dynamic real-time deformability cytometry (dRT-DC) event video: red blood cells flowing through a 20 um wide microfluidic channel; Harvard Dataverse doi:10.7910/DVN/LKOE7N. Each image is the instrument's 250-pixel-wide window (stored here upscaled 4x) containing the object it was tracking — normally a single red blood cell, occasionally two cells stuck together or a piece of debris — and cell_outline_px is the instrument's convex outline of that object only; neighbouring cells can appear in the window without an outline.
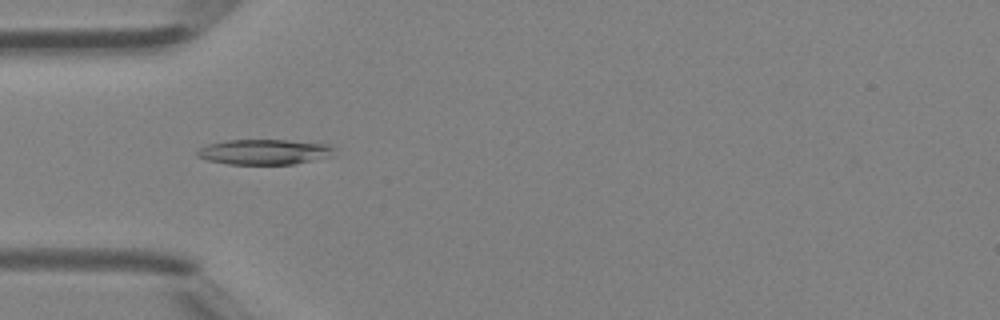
{"species": "Egyptian fruit bat (a non-hibernating species)", "species_latin": "Rousettus aegyptiacus", "temperature_condition": "room temperature", "stored_images_in_passage": 46, "camera_frame_rate_fps": 3000, "um_per_image_px": 0.085, "animal": {"sex": "female"}, "frame": {"image": 1, "passage_image": 14, "time_ms": 4.333, "image_size_px": [1000, 320], "cell_outline_px": [[336, 148], [328, 156], [296, 164], [228, 164], [208, 160], [196, 156], [196, 152], [200, 148], [208, 144], [224, 140], [288, 140], [328, 144]], "centroid_in_image_um": [22.43, 12.9], "position_along_channel_um": 62.6, "area_um2": 20.06}}
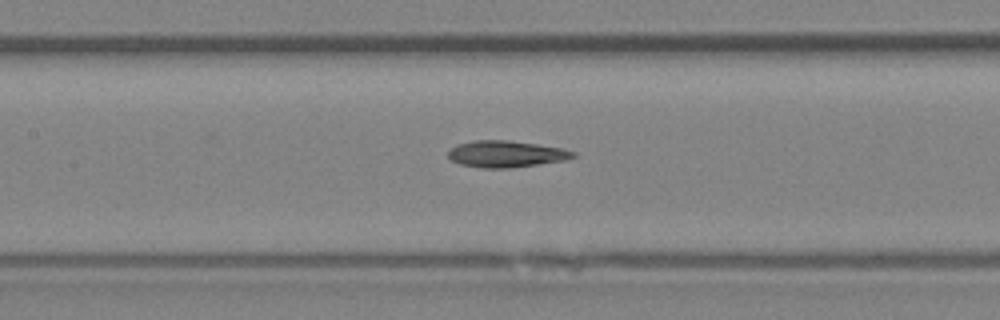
{"frame": {"image": 2, "passage_image": 21, "time_ms": 6.667, "image_size_px": [1000, 320], "cell_outline_px": [[576, 156], [564, 160], [512, 168], [484, 168], [460, 164], [452, 160], [448, 156], [448, 152], [456, 144], [476, 140], [508, 140], [564, 148], [576, 152]], "centroid_in_image_um": [43.03, 13.08], "position_along_channel_um": 164.4, "area_um2": 19.31}}
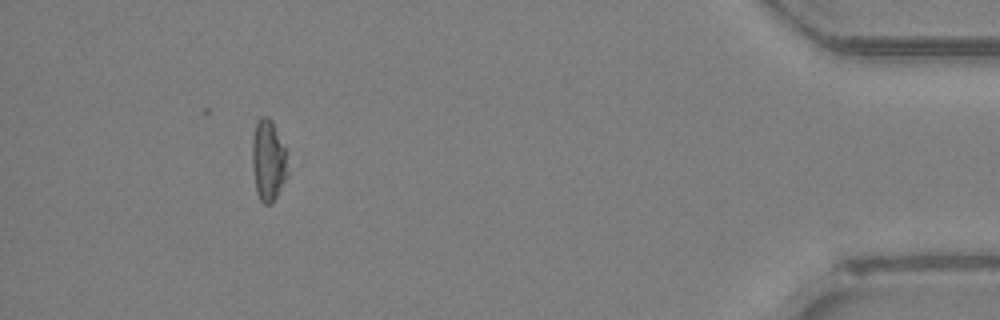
{"frame": {"image": 3, "passage_image": 42, "time_ms": 13.667, "image_size_px": [1000, 320], "cell_outline_px": [[288, 176], [272, 204], [264, 204], [260, 200], [256, 192], [252, 168], [252, 140], [256, 124], [260, 116], [268, 116], [272, 120], [288, 148]], "centroid_in_image_um": [22.84, 13.62], "position_along_channel_um": 412.4, "area_um2": 17.57}, "authors_computed_cell_mechanics": {"area_um2": 19.3052, "velocity_mm_per_s": 4.4492, "shape_relaxation_time_tau1_ms": 5.9272, "shape_relaxation_time_tau2_ms": 4.2353, "deformation_change_tau1": 0.1504, "deformation_change_tau2": 0.1594}}